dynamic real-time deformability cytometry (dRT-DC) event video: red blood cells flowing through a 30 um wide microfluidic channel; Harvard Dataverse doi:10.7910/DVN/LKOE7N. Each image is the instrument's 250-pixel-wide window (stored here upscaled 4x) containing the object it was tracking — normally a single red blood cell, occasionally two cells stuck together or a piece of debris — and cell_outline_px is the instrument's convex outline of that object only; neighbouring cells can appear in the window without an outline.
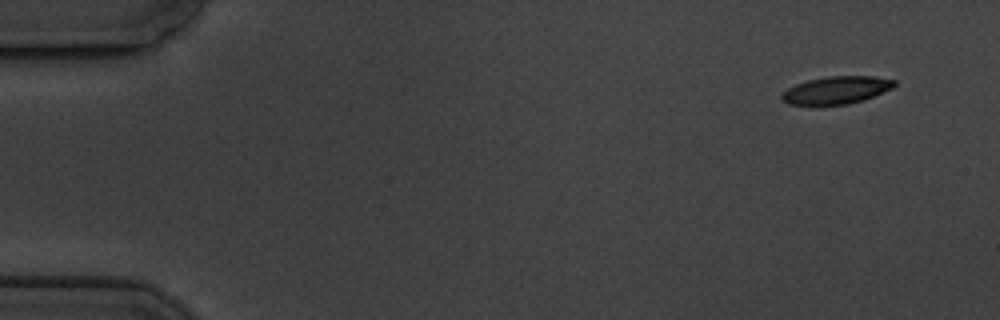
{"species": "common noctule bat (a hibernating species)", "species_latin": "Nyctalus noctula", "temperature_condition": "cold", "stored_images_in_passage": 5, "camera_frame_rate_fps": 3000, "um_per_image_px": 0.085, "animal": {"sex": "male", "body_mass_g": 19.5, "forearm_length_mm": 54.6}, "frame": {"image": 1, "passage_image": 1, "time_ms": 0.0, "image_size_px": [1000, 320], "cell_outline_px": [[896, 84], [892, 88], [864, 100], [848, 104], [788, 104], [780, 96], [788, 88], [796, 84], [808, 80], [828, 76], [876, 76], [896, 80]], "centroid_in_image_um": [71.14, 7.64], "position_along_channel_um": 13.9, "area_um2": 17.86}}
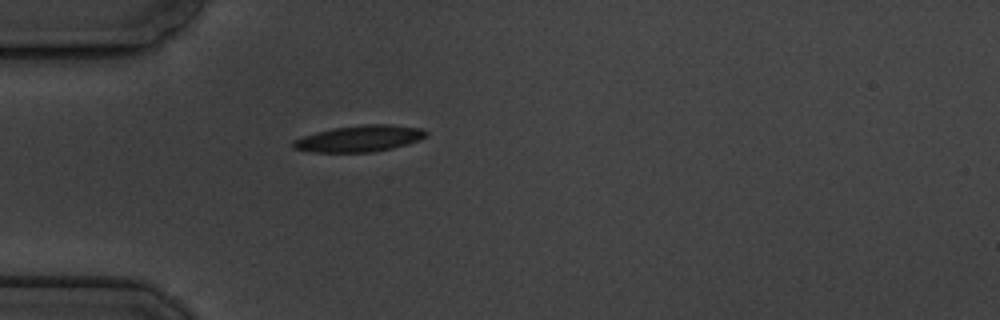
{"frame": {"image": 2, "passage_image": 5, "time_ms": 4.333, "image_size_px": [1000, 320], "cell_outline_px": [[428, 132], [420, 140], [392, 148], [372, 152], [312, 152], [292, 148], [292, 140], [316, 132], [332, 128], [364, 124], [388, 124], [424, 128]], "centroid_in_image_um": [30.55, 11.77], "position_along_channel_um": 54.5, "area_um2": 20.46}}